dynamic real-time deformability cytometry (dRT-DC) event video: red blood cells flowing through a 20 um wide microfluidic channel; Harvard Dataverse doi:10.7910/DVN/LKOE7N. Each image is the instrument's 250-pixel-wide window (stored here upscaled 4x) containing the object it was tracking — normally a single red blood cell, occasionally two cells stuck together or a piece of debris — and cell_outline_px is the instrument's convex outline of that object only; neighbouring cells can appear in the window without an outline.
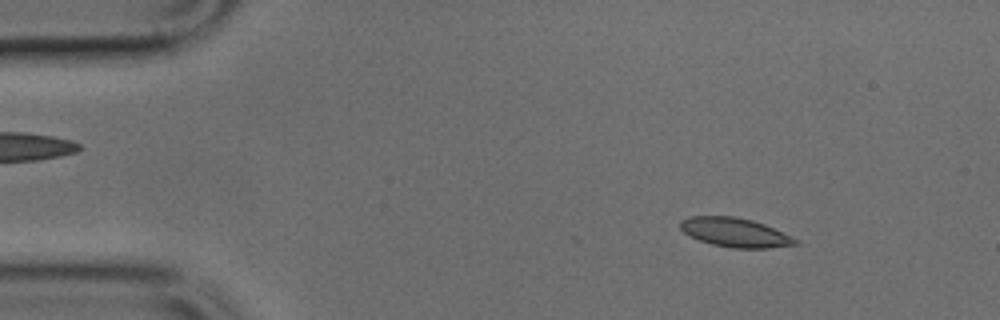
{"species": "common noctule bat (a hibernating species)", "species_latin": "Nyctalus noctula", "temperature_condition": "cold", "stored_images_in_passage": 3, "camera_frame_rate_fps": 3000, "um_per_image_px": 0.085, "animal": {"sex": "male", "body_mass_g": 17.9, "forearm_length_mm": 54.2}, "frame": {"image": 1, "passage_image": 1, "time_ms": 0.0, "image_size_px": [1000, 320], "cell_outline_px": [[800, 244], [768, 248], [732, 248], [712, 244], [700, 240], [684, 232], [680, 228], [680, 220], [688, 216], [736, 216], [752, 220], [764, 224], [792, 236], [800, 240]], "centroid_in_image_um": [62.51, 19.75], "position_along_channel_um": 22.5, "area_um2": 19.59}}
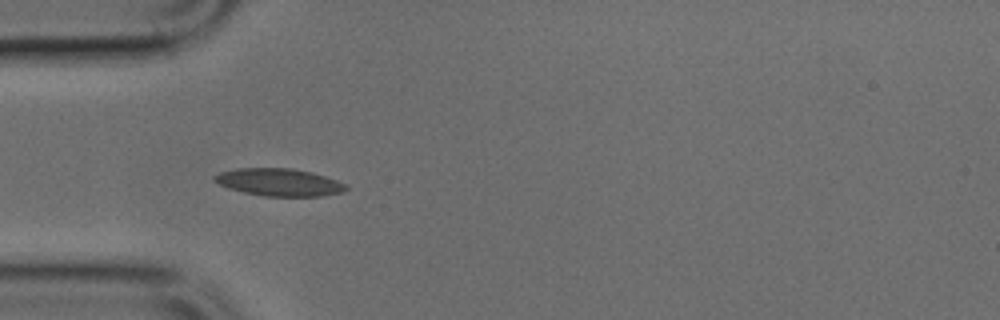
{"frame": {"image": 2, "passage_image": 3, "time_ms": 0.667, "image_size_px": [1000, 320], "cell_outline_px": [[348, 188], [344, 192], [324, 196], [264, 196], [244, 192], [228, 188], [212, 180], [212, 176], [220, 172], [236, 168], [292, 168], [312, 172], [348, 184]], "centroid_in_image_um": [23.74, 15.49], "position_along_channel_um": 61.3, "area_um2": 21.21}}